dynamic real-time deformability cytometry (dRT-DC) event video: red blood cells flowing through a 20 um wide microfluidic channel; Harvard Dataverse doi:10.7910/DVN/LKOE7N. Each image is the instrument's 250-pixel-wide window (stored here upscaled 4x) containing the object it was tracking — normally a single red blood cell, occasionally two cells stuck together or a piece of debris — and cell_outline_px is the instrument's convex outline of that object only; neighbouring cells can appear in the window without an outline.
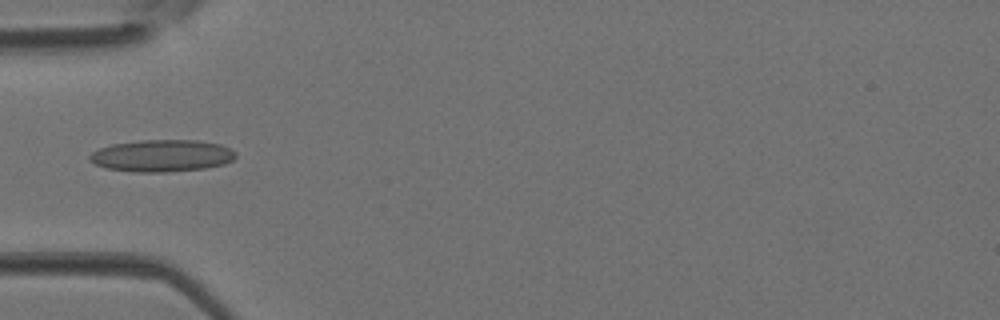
{"species": "Egyptian fruit bat (a non-hibernating species)", "species_latin": "Rousettus aegyptiacus", "temperature_condition": "room temperature", "stored_images_in_passage": 4, "camera_frame_rate_fps": 3000, "um_per_image_px": 0.085, "animal": {"sex": "female"}, "frame": {"image": 1, "passage_image": 4, "time_ms": 1.0, "image_size_px": [1000, 320], "cell_outline_px": [[236, 156], [232, 160], [224, 164], [204, 168], [164, 172], [132, 172], [104, 168], [88, 160], [88, 156], [92, 152], [100, 148], [112, 144], [140, 140], [196, 140], [220, 144], [236, 152]], "centroid_in_image_um": [13.73, 13.24], "position_along_channel_um": 71.3, "area_um2": 27.28}}